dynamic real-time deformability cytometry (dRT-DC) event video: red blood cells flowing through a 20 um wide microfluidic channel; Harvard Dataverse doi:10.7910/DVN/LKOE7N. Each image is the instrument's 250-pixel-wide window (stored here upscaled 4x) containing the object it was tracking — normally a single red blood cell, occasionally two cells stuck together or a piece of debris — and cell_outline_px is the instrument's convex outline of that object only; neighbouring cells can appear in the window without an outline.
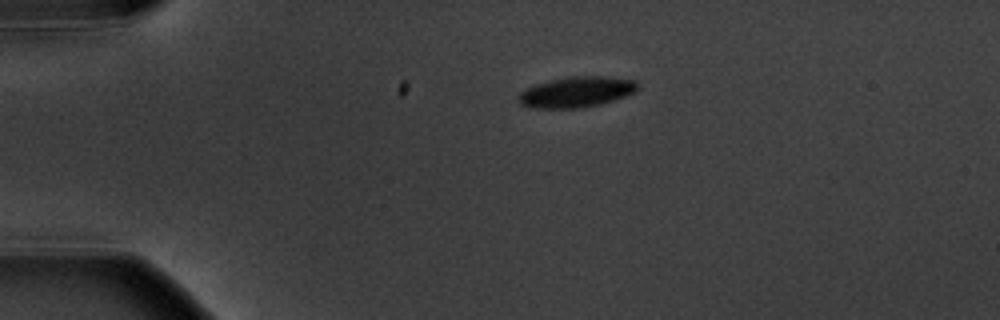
{"species": "common noctule bat (a hibernating species)", "species_latin": "Nyctalus noctula", "temperature_condition": "warm", "stored_images_in_passage": 2, "camera_frame_rate_fps": 3000, "um_per_image_px": 0.085, "animal": {"sex": "male", "body_mass_g": 20.1, "forearm_length_mm": 53.5}, "frame": {"image": 1, "passage_image": 1, "time_ms": 0.0, "image_size_px": [1000, 320], "cell_outline_px": [[636, 92], [600, 104], [580, 108], [536, 108], [520, 104], [516, 96], [524, 88], [548, 80], [568, 76], [608, 76], [636, 80]], "centroid_in_image_um": [48.95, 7.8], "position_along_channel_um": 36.0, "area_um2": 21.39}}